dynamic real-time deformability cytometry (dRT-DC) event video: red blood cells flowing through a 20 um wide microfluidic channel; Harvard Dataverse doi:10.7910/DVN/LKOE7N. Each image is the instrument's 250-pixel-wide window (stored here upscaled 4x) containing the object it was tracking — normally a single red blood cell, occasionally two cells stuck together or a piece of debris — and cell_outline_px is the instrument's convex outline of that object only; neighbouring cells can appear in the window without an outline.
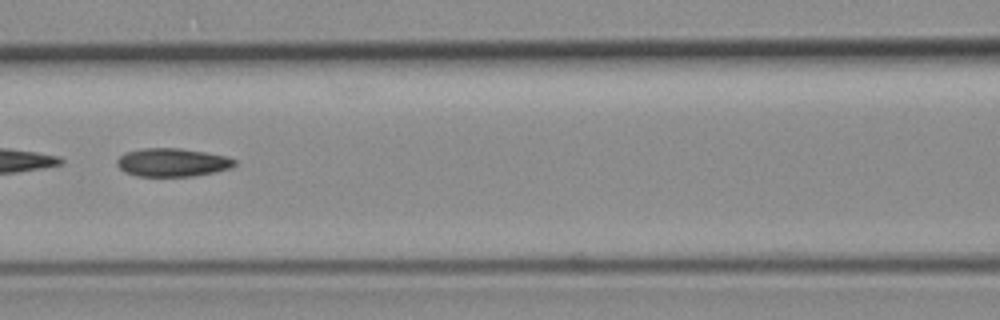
{"species": "common noctule bat (a hibernating species)", "species_latin": "Nyctalus noctula", "temperature_condition": "room temperature", "stored_images_in_passage": 28, "camera_frame_rate_fps": 3000, "um_per_image_px": 0.085, "animal": {"sex": "female", "body_mass_g": 19.3, "forearm_length_mm": 54.1}, "frame": {"image": 1, "passage_image": 15, "time_ms": 4.667, "image_size_px": [1000, 320], "cell_outline_px": [[236, 164], [232, 168], [216, 172], [192, 176], [136, 176], [124, 172], [116, 164], [116, 160], [124, 152], [144, 148], [180, 148], [228, 156], [236, 160]], "centroid_in_image_um": [14.65, 13.8], "position_along_channel_um": 151.9, "area_um2": 19.59}}
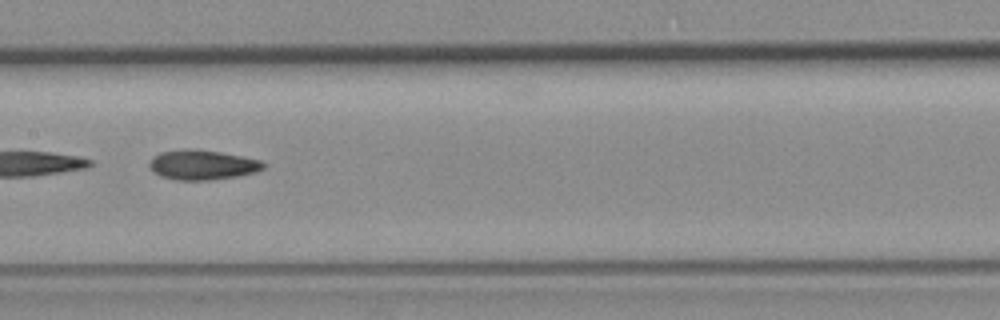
{"frame": {"image": 2, "passage_image": 18, "time_ms": 5.667, "image_size_px": [1000, 320], "cell_outline_px": [[264, 168], [256, 172], [236, 176], [208, 180], [176, 180], [160, 176], [148, 164], [152, 156], [160, 152], [184, 148], [196, 148], [220, 152], [260, 160], [264, 164]], "centroid_in_image_um": [17.16, 14.0], "position_along_channel_um": 190.2, "area_um2": 19.77}}